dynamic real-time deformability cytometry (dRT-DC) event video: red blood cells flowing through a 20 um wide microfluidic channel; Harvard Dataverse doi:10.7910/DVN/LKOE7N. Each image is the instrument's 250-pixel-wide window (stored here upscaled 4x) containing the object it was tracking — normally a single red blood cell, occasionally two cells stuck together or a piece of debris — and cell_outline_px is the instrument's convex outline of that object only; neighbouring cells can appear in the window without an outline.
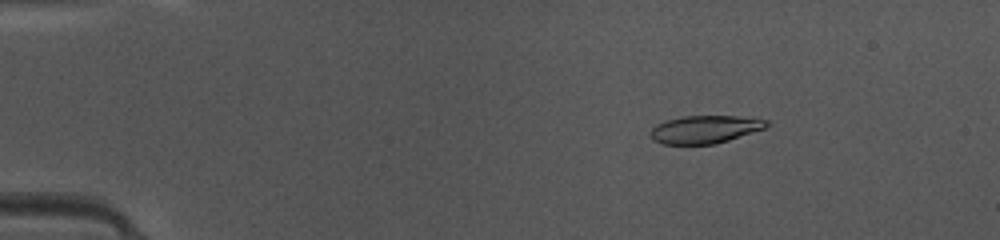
{"species": "common noctule bat (a hibernating species)", "species_latin": "Nyctalus noctula", "temperature_condition": "warm", "stored_images_in_passage": 48, "camera_frame_rate_fps": 3000, "um_per_image_px": 0.085, "animal": {"sex": "female", "body_mass_g": 10.0, "forearm_length_mm": 53.1}, "frame": {"image": 1, "passage_image": 8, "time_ms": 2.333, "image_size_px": [1000, 240], "cell_outline_px": [[768, 128], [716, 144], [664, 144], [652, 140], [648, 132], [656, 124], [668, 120], [684, 116], [736, 116], [768, 120]], "centroid_in_image_um": [59.92, 11.0], "position_along_channel_um": 25.1, "area_um2": 18.96}}
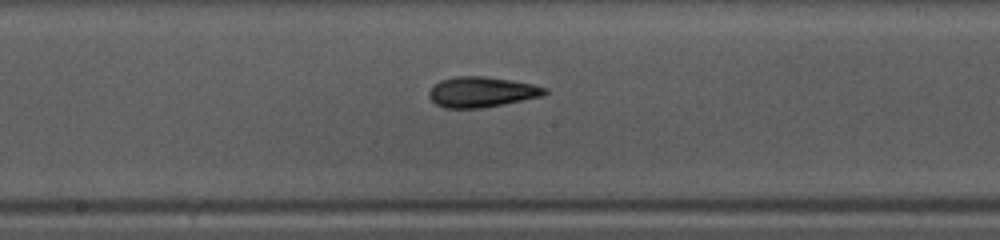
{"frame": {"image": 2, "passage_image": 26, "time_ms": 8.333, "image_size_px": [1000, 240], "cell_outline_px": [[548, 92], [540, 96], [504, 104], [480, 108], [444, 108], [436, 104], [428, 96], [428, 92], [440, 80], [456, 76], [484, 76], [512, 80], [532, 84], [548, 88]], "centroid_in_image_um": [40.93, 7.81], "position_along_channel_um": 207.3, "area_um2": 20.4}}
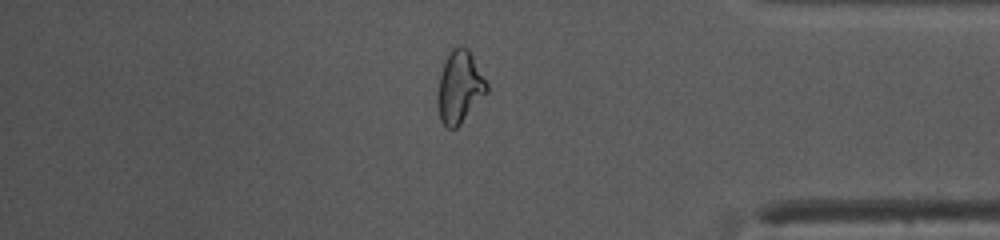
{"frame": {"image": 3, "passage_image": 41, "time_ms": 13.333, "image_size_px": [1000, 240], "cell_outline_px": [[488, 92], [460, 124], [456, 128], [448, 128], [440, 120], [436, 100], [440, 76], [444, 60], [452, 48], [460, 44], [468, 48], [488, 84]], "centroid_in_image_um": [39.06, 7.38], "position_along_channel_um": 396.1, "area_um2": 20.75}, "authors_computed_cell_mechanics": {"area_um2": 19.9699, "velocity_mm_per_s": 4.1968, "shape_relaxation_time_tau1_ms": 5.0124, "shape_relaxation_time_tau2_ms": 2.9236, "deformation_change_tau1": 0.1967, "deformation_change_tau2": 0.0866}}